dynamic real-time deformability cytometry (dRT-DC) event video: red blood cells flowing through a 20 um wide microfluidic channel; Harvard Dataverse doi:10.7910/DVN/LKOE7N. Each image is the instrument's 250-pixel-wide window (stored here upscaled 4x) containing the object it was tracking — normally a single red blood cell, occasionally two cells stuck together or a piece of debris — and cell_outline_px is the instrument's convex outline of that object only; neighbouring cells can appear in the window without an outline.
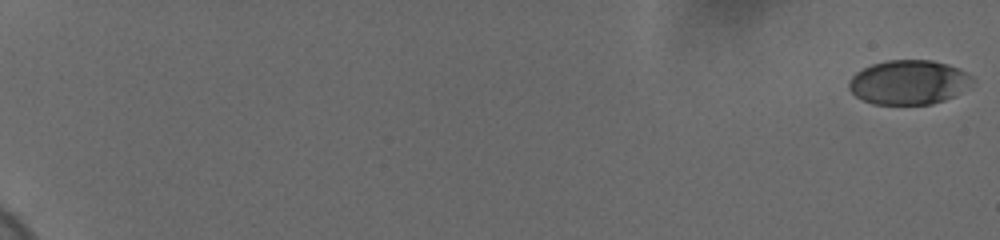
{"species": "human", "species_latin": "Homo sapiens", "temperature_condition": "cold", "stored_images_in_passage": 60, "camera_frame_rate_fps": 3000, "um_per_image_px": 0.085, "donor": {"sex": "female"}, "frame": {"image": 1, "passage_image": 1, "time_ms": 0.0, "image_size_px": [1000, 240], "cell_outline_px": [[976, 80], [956, 96], [932, 104], [872, 104], [856, 96], [848, 88], [848, 80], [856, 72], [872, 64], [888, 60], [932, 60], [948, 64], [960, 68], [968, 72]], "centroid_in_image_um": [77.27, 6.99], "position_along_channel_um": 7.7, "area_um2": 32.19}}
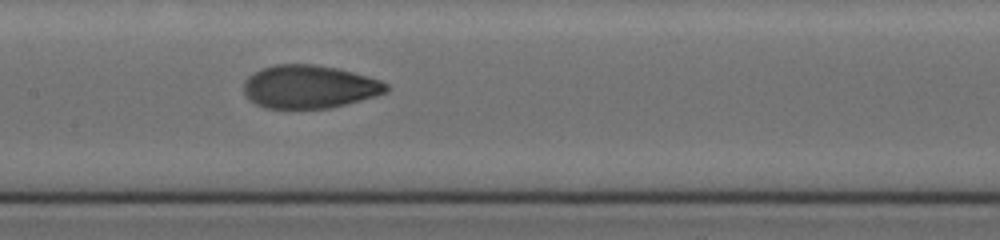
{"frame": {"image": 2, "passage_image": 34, "time_ms": 11.0, "image_size_px": [1000, 240], "cell_outline_px": [[388, 92], [376, 96], [328, 108], [268, 108], [256, 104], [244, 92], [244, 80], [248, 76], [260, 68], [276, 64], [312, 64], [336, 68], [368, 76], [380, 80], [388, 84]], "centroid_in_image_um": [26.29, 7.36], "position_along_channel_um": 181.1, "area_um2": 35.66}}
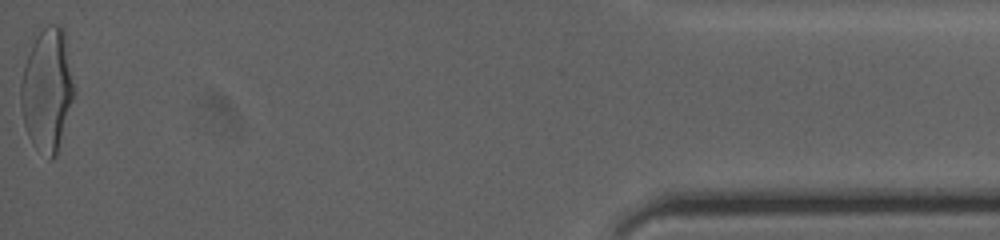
{"frame": {"image": 3, "passage_image": 60, "time_ms": 19.667, "image_size_px": [1000, 240], "cell_outline_px": [[76, 92], [56, 156], [52, 160], [48, 160], [32, 144], [28, 136], [24, 124], [20, 100], [20, 84], [24, 68], [32, 44], [36, 36], [44, 28], [52, 24], [60, 24], [64, 28]], "centroid_in_image_um": [4.03, 7.67], "position_along_channel_um": 431.2, "area_um2": 38.44}, "authors_computed_cell_mechanics": {"area_um2": 35.2869, "velocity_mm_per_s": 3.6949, "shape_relaxation_time_tau1_ms": 5.8742, "shape_relaxation_time_tau2_ms": 1.0906, "deformation_change_tau1": 0.2033, "deformation_change_tau2": 0.0558}}